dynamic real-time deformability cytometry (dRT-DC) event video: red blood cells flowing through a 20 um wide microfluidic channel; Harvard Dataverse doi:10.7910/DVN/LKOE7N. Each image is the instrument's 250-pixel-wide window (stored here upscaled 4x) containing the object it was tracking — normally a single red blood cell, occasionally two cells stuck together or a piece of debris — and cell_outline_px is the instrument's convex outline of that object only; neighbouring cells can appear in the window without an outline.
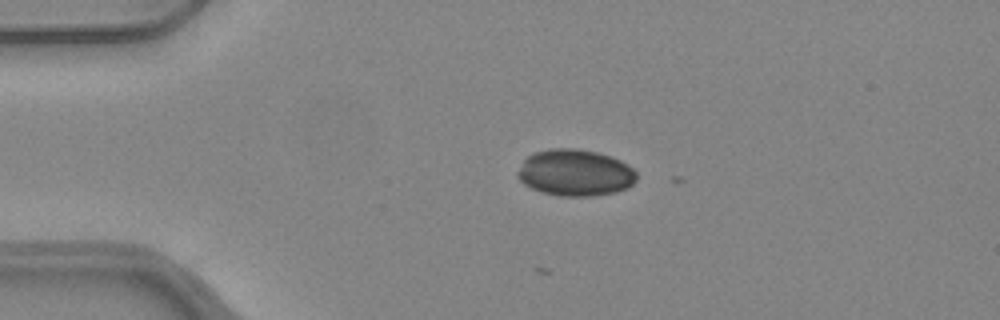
{"species": "common noctule bat (a hibernating species)", "species_latin": "Nyctalus noctula", "temperature_condition": "warm", "stored_images_in_passage": 4, "camera_frame_rate_fps": 3000, "um_per_image_px": 0.085, "animal": {"sex": "female", "body_mass_g": 24.6, "forearm_length_mm": 56.2}, "frame": {"image": 1, "passage_image": 1, "time_ms": 0.0, "image_size_px": [1000, 320], "cell_outline_px": [[636, 180], [628, 188], [616, 192], [592, 196], [560, 196], [540, 192], [524, 184], [516, 176], [516, 172], [524, 160], [532, 152], [552, 148], [576, 148], [596, 152], [612, 156], [628, 164], [636, 172]], "centroid_in_image_um": [48.88, 14.68], "position_along_channel_um": 36.1, "area_um2": 32.6}}